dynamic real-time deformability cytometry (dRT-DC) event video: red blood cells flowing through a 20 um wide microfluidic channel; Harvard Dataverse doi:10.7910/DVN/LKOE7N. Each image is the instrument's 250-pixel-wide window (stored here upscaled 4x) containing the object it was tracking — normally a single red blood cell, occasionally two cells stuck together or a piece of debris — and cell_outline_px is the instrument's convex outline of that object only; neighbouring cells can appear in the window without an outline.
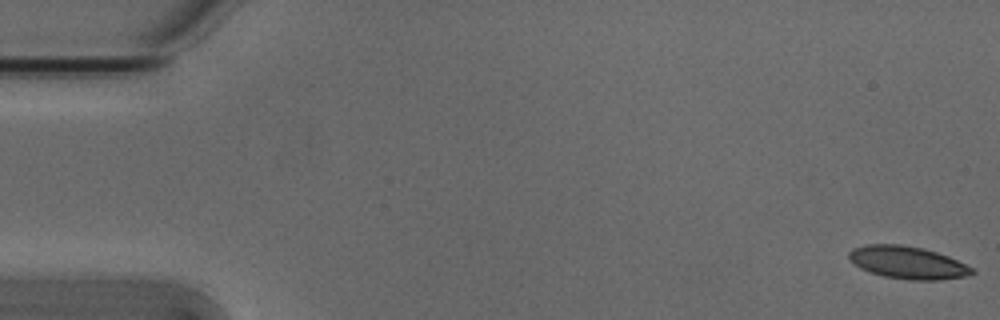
{"species": "Egyptian fruit bat (a non-hibernating species)", "species_latin": "Rousettus aegyptiacus", "temperature_condition": "cold", "stored_images_in_passage": 54, "camera_frame_rate_fps": 3000, "um_per_image_px": 0.085, "animal": {"sex": "male"}, "frame": {"image": 1, "passage_image": 1, "time_ms": 0.0, "image_size_px": [1000, 320], "cell_outline_px": [[976, 272], [968, 276], [940, 280], [908, 280], [884, 276], [860, 268], [848, 256], [848, 252], [852, 248], [868, 244], [900, 244], [924, 248], [948, 256], [972, 268]], "centroid_in_image_um": [77.16, 22.31], "position_along_channel_um": 7.8, "area_um2": 23.24}}
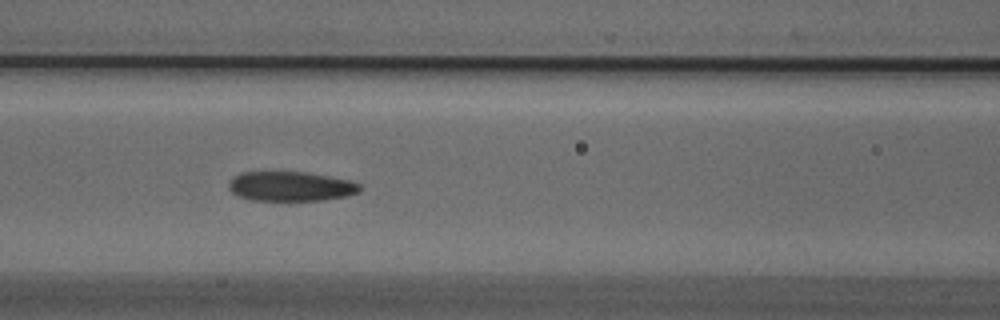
{"frame": {"image": 2, "passage_image": 23, "time_ms": 7.333, "image_size_px": [1000, 320], "cell_outline_px": [[364, 188], [360, 192], [344, 196], [324, 200], [252, 200], [240, 196], [232, 192], [228, 188], [228, 184], [232, 176], [240, 172], [308, 172], [352, 180], [360, 184]], "centroid_in_image_um": [24.74, 15.82], "position_along_channel_um": 141.9, "area_um2": 22.83}}
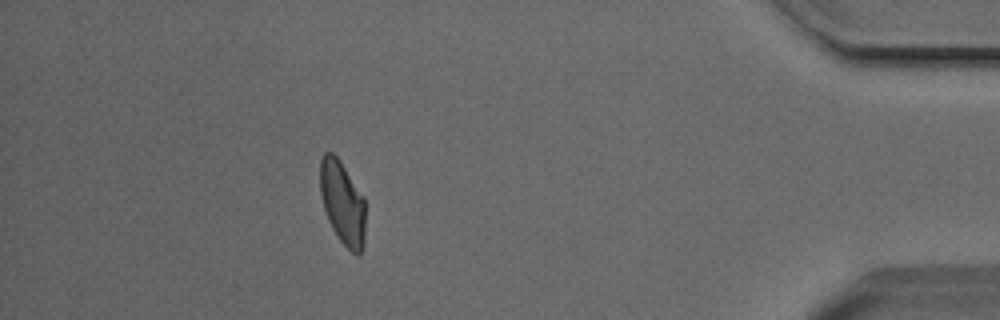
{"frame": {"image": 3, "passage_image": 48, "time_ms": 15.667, "image_size_px": [1000, 320], "cell_outline_px": [[364, 244], [360, 252], [356, 256], [340, 240], [332, 228], [328, 220], [324, 208], [320, 192], [320, 160], [324, 152], [332, 152], [340, 160], [364, 196]], "centroid_in_image_um": [29.1, 17.21], "position_along_channel_um": 406.1, "area_um2": 21.96}, "authors_computed_cell_mechanics": {"area_um2": 23.0333, "velocity_mm_per_s": 3.8094, "shape_relaxation_time_tau1_ms": 4.3641, "shape_relaxation_time_tau2_ms": 2.8136, "deformation_change_tau1": 0.1222, "deformation_change_tau2": 0.0898}}